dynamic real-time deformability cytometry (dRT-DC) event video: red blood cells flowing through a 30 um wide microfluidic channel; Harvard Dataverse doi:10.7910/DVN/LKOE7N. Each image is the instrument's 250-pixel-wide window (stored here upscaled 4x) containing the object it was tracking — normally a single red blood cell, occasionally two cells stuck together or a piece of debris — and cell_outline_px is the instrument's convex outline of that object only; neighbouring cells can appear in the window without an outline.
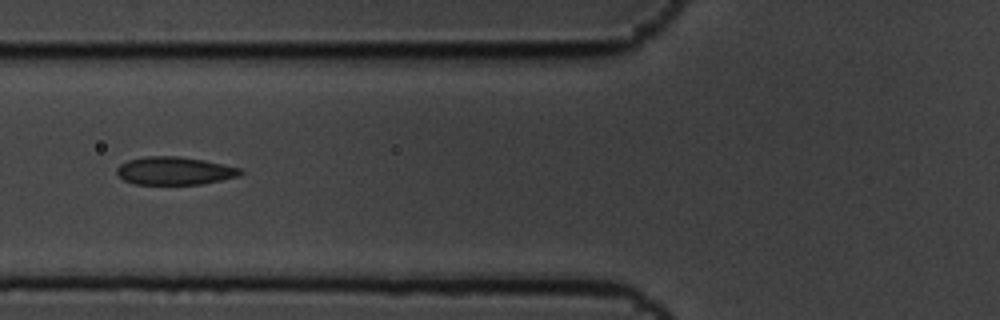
{"species": "common noctule bat (a hibernating species)", "species_latin": "Nyctalus noctula", "temperature_condition": "cold", "stored_images_in_passage": 6, "camera_frame_rate_fps": 3000, "um_per_image_px": 0.085, "animal": {"sex": "male", "body_mass_g": 19.5, "forearm_length_mm": 54.6}, "frame": {"image": 1, "passage_image": 6, "time_ms": 1.667, "image_size_px": [1000, 320], "cell_outline_px": [[244, 172], [240, 176], [200, 184], [132, 184], [124, 180], [116, 172], [116, 168], [120, 164], [128, 160], [148, 156], [180, 156], [204, 160], [224, 164], [240, 168]], "centroid_in_image_um": [14.84, 14.51], "position_along_channel_um": 111.0, "area_um2": 20.17}}